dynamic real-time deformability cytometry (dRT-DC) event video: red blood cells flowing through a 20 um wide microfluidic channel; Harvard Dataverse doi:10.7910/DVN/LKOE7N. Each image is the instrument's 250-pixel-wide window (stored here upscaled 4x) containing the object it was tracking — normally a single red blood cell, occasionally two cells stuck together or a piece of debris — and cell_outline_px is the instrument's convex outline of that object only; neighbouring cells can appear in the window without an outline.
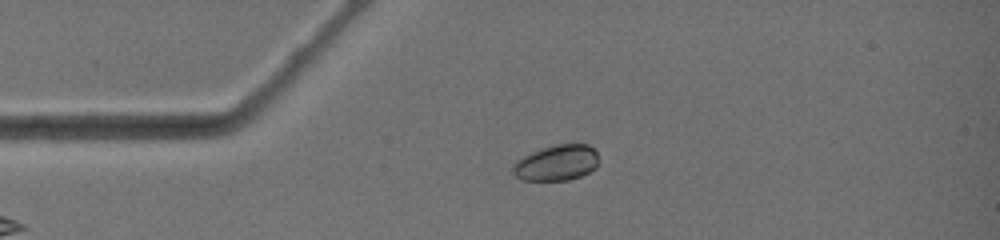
{"species": "common noctule bat (a hibernating species)", "species_latin": "Nyctalus noctula", "temperature_condition": "warm", "stored_images_in_passage": 8, "camera_frame_rate_fps": 3000, "um_per_image_px": 0.085, "animal": {"sex": "female", "body_mass_g": 19.0, "forearm_length_mm": 51.5}, "frame": {"image": 1, "passage_image": 3, "time_ms": 0.667, "image_size_px": [1000, 240], "cell_outline_px": [[596, 168], [580, 176], [568, 180], [520, 180], [512, 172], [512, 164], [516, 160], [532, 152], [552, 144], [588, 144], [596, 152]], "centroid_in_image_um": [47.26, 13.84], "position_along_channel_um": 37.7, "area_um2": 17.8}}